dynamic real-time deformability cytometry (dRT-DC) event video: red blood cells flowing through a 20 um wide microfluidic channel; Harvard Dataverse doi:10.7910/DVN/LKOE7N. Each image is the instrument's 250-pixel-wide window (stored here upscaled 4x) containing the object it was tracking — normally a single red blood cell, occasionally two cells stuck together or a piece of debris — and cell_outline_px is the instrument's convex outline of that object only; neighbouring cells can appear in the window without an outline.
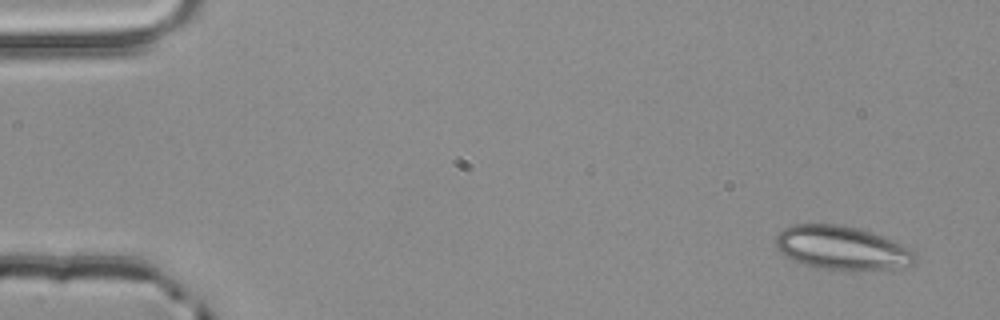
{"species": "common noctule bat (a hibernating species)", "species_latin": "Nyctalus noctula", "temperature_condition": "room temperature", "stored_images_in_passage": 4, "camera_frame_rate_fps": 3000, "um_per_image_px": 0.085, "animal": {"sex": "male", "body_mass_g": 20.4}, "frame": {"image": 1, "passage_image": 1, "time_ms": 0.0, "image_size_px": [1000, 320], "cell_outline_px": [[916, 260], [912, 264], [892, 268], [816, 268], [784, 256], [776, 248], [776, 236], [784, 228], [792, 224], [836, 224], [856, 228], [892, 240], [916, 252]], "centroid_in_image_um": [71.5, 21.04], "position_along_channel_um": 13.5, "area_um2": 34.45}}